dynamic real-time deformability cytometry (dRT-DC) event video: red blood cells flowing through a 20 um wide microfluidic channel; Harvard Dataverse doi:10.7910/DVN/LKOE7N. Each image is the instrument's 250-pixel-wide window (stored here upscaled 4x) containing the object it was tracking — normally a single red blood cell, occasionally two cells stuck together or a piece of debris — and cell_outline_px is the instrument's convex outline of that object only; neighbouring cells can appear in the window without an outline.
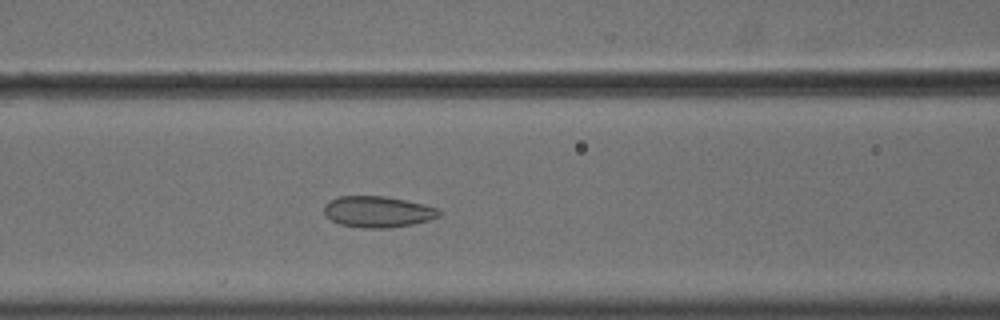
{"species": "common noctule bat (a hibernating species)", "species_latin": "Nyctalus noctula", "temperature_condition": "cold", "stored_images_in_passage": 53, "camera_frame_rate_fps": 3000, "um_per_image_px": 0.085, "animal": {"sex": "male", "body_mass_g": 18.8}, "frame": {"image": 1, "passage_image": 21, "time_ms": 6.667, "image_size_px": [1000, 320], "cell_outline_px": [[444, 212], [440, 216], [428, 220], [412, 224], [388, 228], [364, 228], [340, 224], [324, 216], [324, 204], [328, 200], [340, 196], [384, 196], [424, 204], [436, 208]], "centroid_in_image_um": [32.09, 18.0], "position_along_channel_um": 134.5, "area_um2": 20.98}}
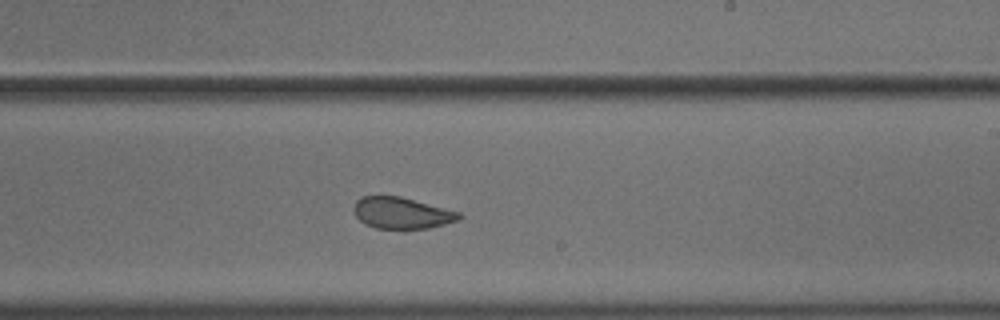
{"frame": {"image": 2, "passage_image": 31, "time_ms": 10.0, "image_size_px": [1000, 320], "cell_outline_px": [[464, 216], [460, 220], [428, 228], [376, 228], [364, 224], [352, 212], [352, 208], [356, 200], [360, 196], [400, 196], [460, 212]], "centroid_in_image_um": [34.13, 18.1], "position_along_channel_um": 254.9, "area_um2": 19.36}}
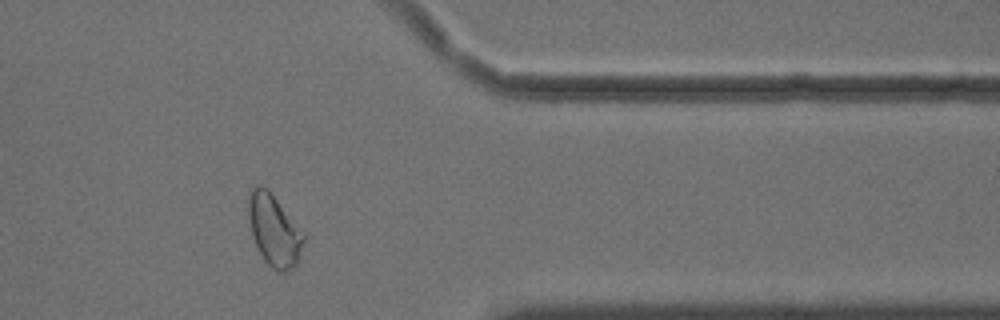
{"frame": {"image": 3, "passage_image": 43, "time_ms": 14.0, "image_size_px": [1000, 320], "cell_outline_px": [[304, 240], [296, 268], [284, 272], [280, 272], [272, 268], [264, 260], [252, 236], [248, 220], [248, 196], [252, 188], [256, 184], [260, 184], [268, 188], [304, 232]], "centroid_in_image_um": [23.29, 19.55], "position_along_channel_um": 388.1, "area_um2": 23.29}, "authors_computed_cell_mechanics": {"area_um2": 23.1778, "velocity_mm_per_s": 3.6142, "shape_relaxation_time_tau1_ms": null, "shape_relaxation_time_tau2_ms": 1.3807, "deformation_change_tau1": null, "deformation_change_tau2": 0.056}}